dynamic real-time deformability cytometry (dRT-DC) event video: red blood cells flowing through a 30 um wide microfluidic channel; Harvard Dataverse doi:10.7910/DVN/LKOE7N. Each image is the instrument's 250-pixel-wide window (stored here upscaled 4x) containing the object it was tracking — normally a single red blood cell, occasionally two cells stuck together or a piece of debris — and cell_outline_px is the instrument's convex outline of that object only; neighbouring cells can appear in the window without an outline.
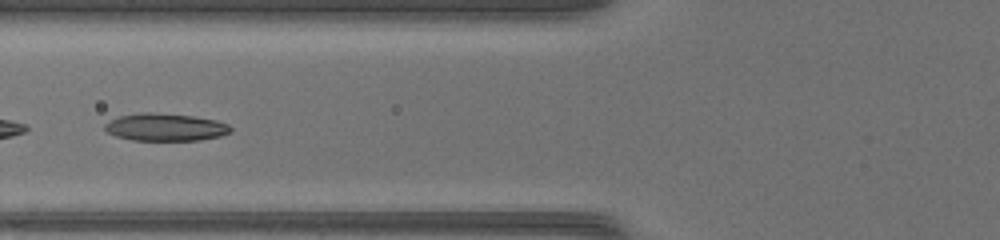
{"species": "common noctule bat (a hibernating species)", "species_latin": "Nyctalus noctula", "temperature_condition": "warm", "stored_images_in_passage": 17, "camera_frame_rate_fps": 3000, "um_per_image_px": 0.085, "animal": {"sex": "female", "body_mass_g": 17.0, "forearm_length_mm": 48.0}, "frame": {"image": 1, "passage_image": 8, "time_ms": 2.333, "image_size_px": [1000, 240], "cell_outline_px": [[232, 132], [220, 136], [200, 140], [132, 140], [116, 136], [108, 132], [104, 128], [104, 124], [108, 120], [116, 116], [140, 112], [152, 112], [192, 116], [216, 120], [228, 124], [232, 128]], "centroid_in_image_um": [14.03, 10.8], "position_along_channel_um": 111.8, "area_um2": 20.35}}